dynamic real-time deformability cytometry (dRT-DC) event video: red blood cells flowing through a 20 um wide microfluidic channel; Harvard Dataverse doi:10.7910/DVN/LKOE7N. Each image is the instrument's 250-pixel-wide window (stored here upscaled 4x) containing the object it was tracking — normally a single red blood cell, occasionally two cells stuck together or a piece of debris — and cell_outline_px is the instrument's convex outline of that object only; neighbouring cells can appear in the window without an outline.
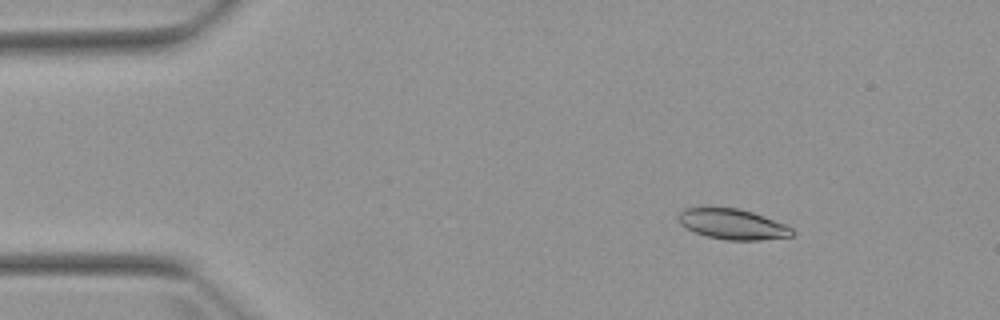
{"species": "Egyptian fruit bat (a non-hibernating species)", "species_latin": "Rousettus aegyptiacus", "temperature_condition": "warm", "stored_images_in_passage": 4, "camera_frame_rate_fps": 3000, "um_per_image_px": 0.085, "animal": {"sex": "female"}, "frame": {"image": 1, "passage_image": 1, "time_ms": 0.0, "image_size_px": [1000, 320], "cell_outline_px": [[796, 232], [792, 236], [760, 240], [728, 240], [708, 236], [696, 232], [680, 224], [680, 212], [684, 208], [736, 208], [752, 212], [784, 224], [792, 228]], "centroid_in_image_um": [62.31, 19.06], "position_along_channel_um": 22.7, "area_um2": 19.71}}
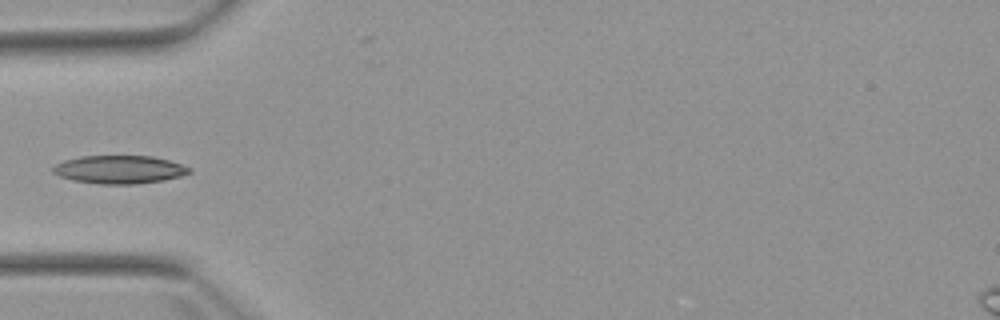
{"frame": {"image": 2, "passage_image": 4, "time_ms": 3.333, "image_size_px": [1000, 320], "cell_outline_px": [[192, 172], [180, 176], [164, 180], [136, 184], [100, 184], [72, 180], [60, 176], [52, 172], [52, 168], [56, 164], [64, 160], [80, 156], [152, 156], [168, 160], [192, 168]], "centroid_in_image_um": [10.14, 14.41], "position_along_channel_um": 74.9, "area_um2": 22.37}}